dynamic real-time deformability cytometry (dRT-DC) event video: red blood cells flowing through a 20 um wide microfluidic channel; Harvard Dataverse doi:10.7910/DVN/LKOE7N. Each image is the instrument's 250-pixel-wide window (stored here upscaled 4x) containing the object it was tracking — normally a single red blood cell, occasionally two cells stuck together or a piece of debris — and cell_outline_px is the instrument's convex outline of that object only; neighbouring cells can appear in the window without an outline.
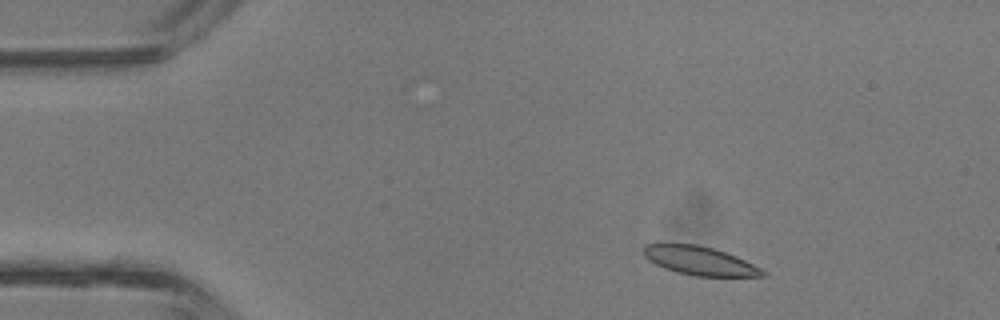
{"species": "common noctule bat (a hibernating species)", "species_latin": "Nyctalus noctula", "temperature_condition": "room temperature", "stored_images_in_passage": 6, "camera_frame_rate_fps": 3000, "um_per_image_px": 0.085, "animal": {"sex": "male", "body_mass_g": 13.3}, "frame": {"image": 1, "passage_image": 2, "time_ms": 1.0, "image_size_px": [1000, 320], "cell_outline_px": [[768, 276], [696, 276], [676, 272], [664, 268], [648, 260], [644, 256], [644, 244], [696, 244], [712, 248], [736, 256], [768, 272]], "centroid_in_image_um": [59.48, 22.17], "position_along_channel_um": 25.5, "area_um2": 19.71}}
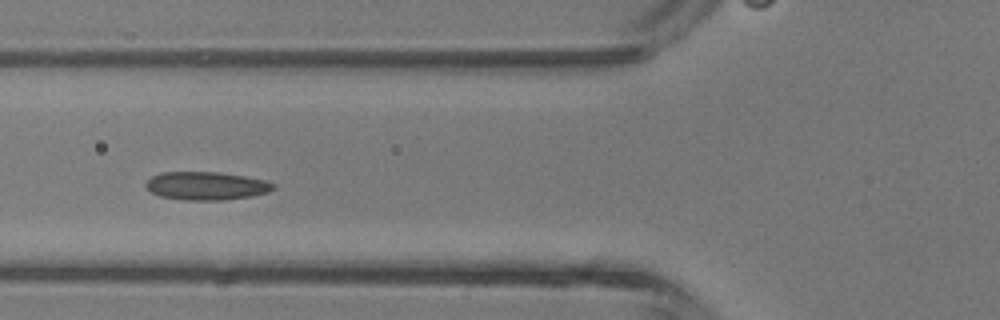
{"frame": {"image": 2, "passage_image": 5, "time_ms": 4.333, "image_size_px": [1000, 320], "cell_outline_px": [[276, 188], [268, 192], [252, 196], [220, 200], [184, 200], [160, 196], [152, 192], [144, 184], [152, 176], [160, 172], [216, 172], [244, 176], [264, 180], [276, 184]], "centroid_in_image_um": [17.54, 15.79], "position_along_channel_um": 108.3, "area_um2": 20.87}}
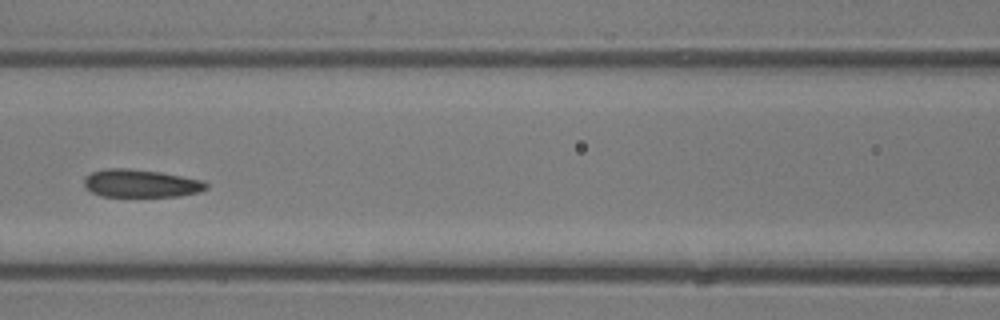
{"frame": {"image": 3, "passage_image": 6, "time_ms": 5.333, "image_size_px": [1000, 320], "cell_outline_px": [[208, 188], [200, 192], [180, 196], [104, 196], [92, 192], [84, 188], [84, 176], [92, 172], [104, 168], [128, 168], [160, 172], [204, 180], [208, 184]], "centroid_in_image_um": [11.97, 15.58], "position_along_channel_um": 154.6, "area_um2": 20.0}}